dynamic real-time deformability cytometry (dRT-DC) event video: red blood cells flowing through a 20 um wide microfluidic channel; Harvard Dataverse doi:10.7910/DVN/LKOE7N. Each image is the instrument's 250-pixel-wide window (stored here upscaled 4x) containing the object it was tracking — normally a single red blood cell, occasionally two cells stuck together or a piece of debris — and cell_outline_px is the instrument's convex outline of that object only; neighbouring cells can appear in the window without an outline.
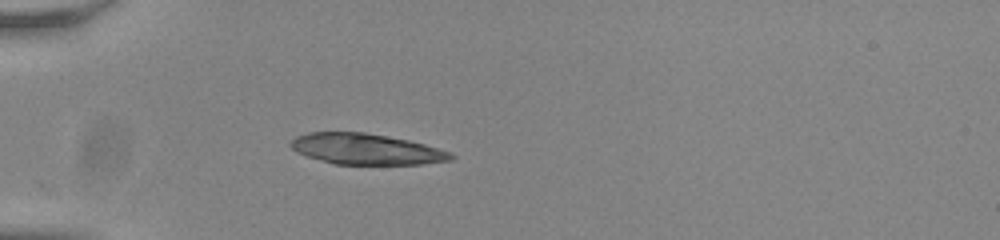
{"species": "common noctule bat (a hibernating species)", "species_latin": "Nyctalus noctula", "temperature_condition": "room temperature", "stored_images_in_passage": 11, "camera_frame_rate_fps": 3000, "um_per_image_px": 0.085, "animal": {"sex": "male", "body_mass_g": 20.0, "forearm_length_mm": 53.3}, "frame": {"image": 1, "passage_image": 1, "time_ms": 0.0, "image_size_px": [1000, 240], "cell_outline_px": [[456, 156], [452, 160], [424, 164], [332, 164], [296, 152], [288, 144], [296, 136], [308, 132], [364, 132], [408, 140], [424, 144], [452, 152]], "centroid_in_image_um": [31.13, 12.67], "position_along_channel_um": 53.9, "area_um2": 28.84}}